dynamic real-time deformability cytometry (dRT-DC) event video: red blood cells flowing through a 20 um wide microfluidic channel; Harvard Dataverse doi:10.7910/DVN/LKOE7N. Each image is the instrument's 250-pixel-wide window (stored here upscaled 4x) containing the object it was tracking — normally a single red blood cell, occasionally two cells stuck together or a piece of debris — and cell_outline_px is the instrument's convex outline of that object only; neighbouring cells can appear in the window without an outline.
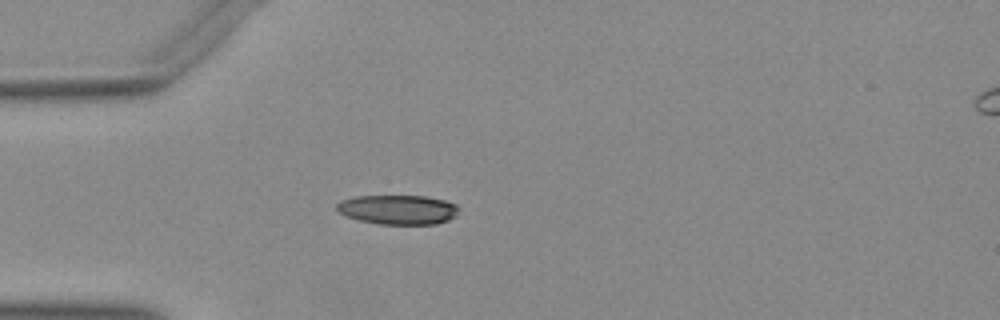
{"species": "Egyptian fruit bat (a non-hibernating species)", "species_latin": "Rousettus aegyptiacus", "temperature_condition": "warm", "stored_images_in_passage": 38, "camera_frame_rate_fps": 3000, "um_per_image_px": 0.085, "animal": {"sex": "female"}, "frame": {"image": 1, "passage_image": 1, "time_ms": 0.0, "image_size_px": [1000, 320], "cell_outline_px": [[460, 208], [456, 216], [448, 220], [436, 224], [376, 224], [360, 220], [348, 216], [340, 212], [336, 208], [336, 204], [340, 200], [356, 196], [424, 196], [444, 200], [456, 204]], "centroid_in_image_um": [33.85, 17.82], "position_along_channel_um": 51.1, "area_um2": 20.98}}
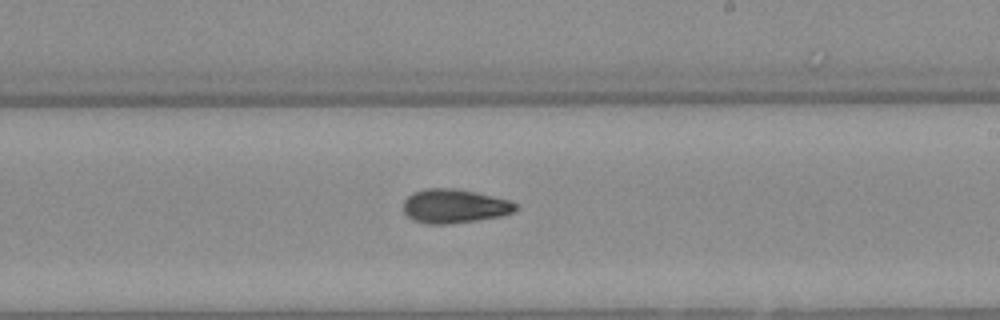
{"frame": {"image": 2, "passage_image": 17, "time_ms": 5.333, "image_size_px": [1000, 320], "cell_outline_px": [[516, 208], [512, 212], [500, 216], [476, 220], [448, 224], [424, 224], [412, 220], [404, 212], [404, 200], [412, 192], [428, 188], [452, 188], [472, 192], [508, 200], [516, 204]], "centroid_in_image_um": [38.55, 17.53], "position_along_channel_um": 250.4, "area_um2": 21.91}}
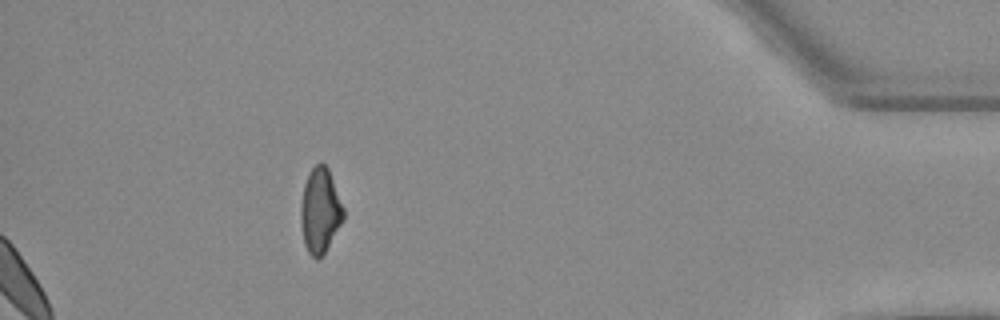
{"frame": {"image": 3, "passage_image": 33, "time_ms": 10.667, "image_size_px": [1000, 320], "cell_outline_px": [[344, 220], [324, 252], [316, 260], [308, 252], [304, 244], [300, 220], [300, 208], [304, 184], [312, 168], [316, 164], [324, 164], [328, 168], [344, 208]], "centroid_in_image_um": [27.21, 17.91], "position_along_channel_um": 408.0, "area_um2": 20.92}}